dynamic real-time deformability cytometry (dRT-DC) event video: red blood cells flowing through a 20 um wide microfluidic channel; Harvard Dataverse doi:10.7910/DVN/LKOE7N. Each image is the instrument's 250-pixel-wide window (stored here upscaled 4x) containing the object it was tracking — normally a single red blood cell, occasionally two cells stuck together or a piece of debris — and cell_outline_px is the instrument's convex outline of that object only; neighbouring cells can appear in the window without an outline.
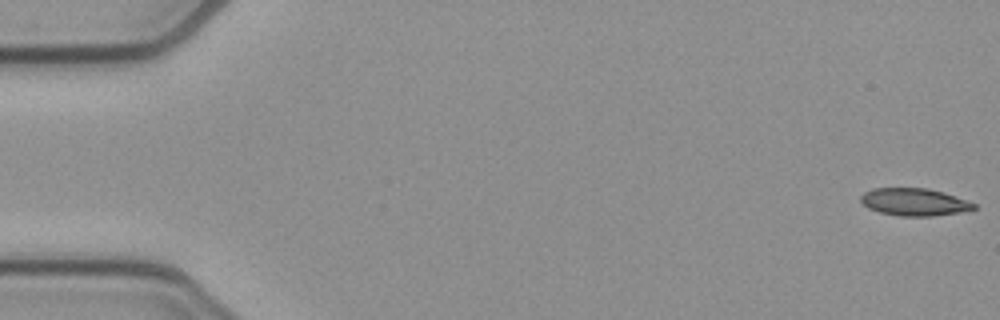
{"species": "common noctule bat (a hibernating species)", "species_latin": "Nyctalus noctula", "temperature_condition": "cold", "stored_images_in_passage": 53, "camera_frame_rate_fps": 3000, "um_per_image_px": 0.085, "animal": {"sex": "female", "body_mass_g": 21.9}, "frame": {"image": 1, "passage_image": 1, "time_ms": 0.0, "image_size_px": [1000, 320], "cell_outline_px": [[976, 208], [960, 212], [932, 216], [900, 216], [880, 212], [868, 208], [860, 200], [860, 196], [864, 192], [872, 188], [928, 188], [944, 192], [976, 204]], "centroid_in_image_um": [77.69, 17.16], "position_along_channel_um": 7.3, "area_um2": 18.03}}
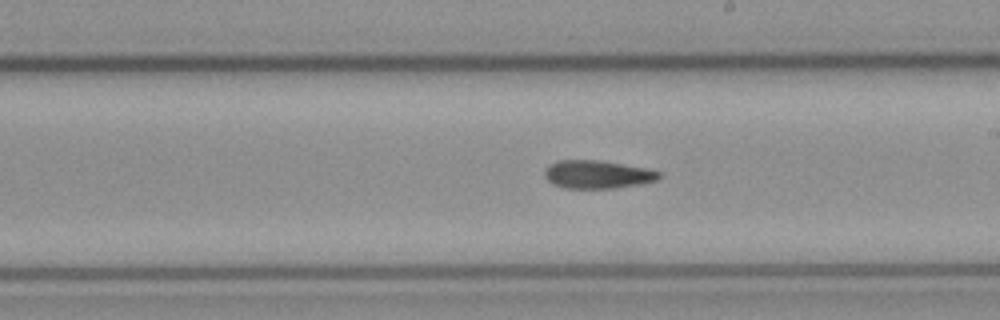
{"frame": {"image": 2, "passage_image": 30, "time_ms": 9.667, "image_size_px": [1000, 320], "cell_outline_px": [[664, 176], [660, 180], [640, 184], [616, 188], [564, 188], [552, 184], [544, 176], [544, 168], [548, 164], [556, 160], [596, 160], [644, 168], [660, 172]], "centroid_in_image_um": [50.76, 14.83], "position_along_channel_um": 238.2, "area_um2": 18.9}}
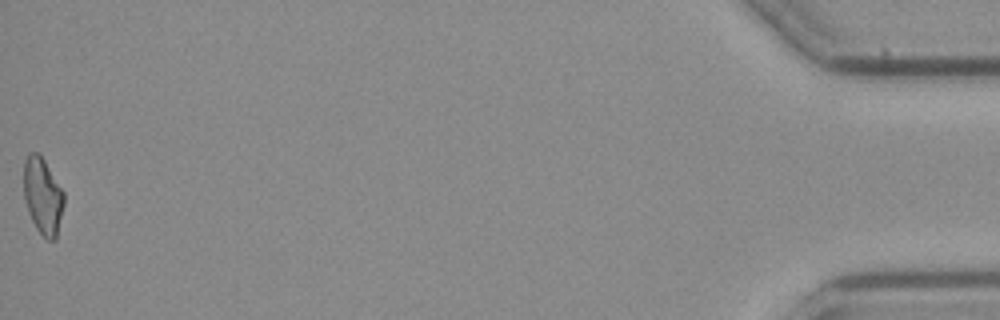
{"frame": {"image": 3, "passage_image": 53, "time_ms": 17.333, "image_size_px": [1000, 320], "cell_outline_px": [[64, 204], [56, 240], [48, 240], [36, 228], [28, 212], [24, 200], [24, 160], [28, 152], [36, 152], [44, 160], [64, 192]], "centroid_in_image_um": [3.63, 16.66], "position_along_channel_um": 431.6, "area_um2": 17.92}, "authors_computed_cell_mechanics": {"area_um2": 18.9006, "velocity_mm_per_s": 3.8838, "shape_relaxation_time_tau1_ms": null, "shape_relaxation_time_tau2_ms": 6.0796, "deformation_change_tau1": null, "deformation_change_tau2": 0.1551}}